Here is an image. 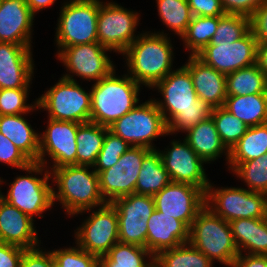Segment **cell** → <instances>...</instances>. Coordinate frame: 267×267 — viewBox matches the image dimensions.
<instances>
[{"label": "cell", "mask_w": 267, "mask_h": 267, "mask_svg": "<svg viewBox=\"0 0 267 267\" xmlns=\"http://www.w3.org/2000/svg\"><path fill=\"white\" fill-rule=\"evenodd\" d=\"M169 39L164 32L141 33L122 53L127 58L129 76L139 85L153 88L173 71V47Z\"/></svg>", "instance_id": "1"}, {"label": "cell", "mask_w": 267, "mask_h": 267, "mask_svg": "<svg viewBox=\"0 0 267 267\" xmlns=\"http://www.w3.org/2000/svg\"><path fill=\"white\" fill-rule=\"evenodd\" d=\"M89 167L92 166L66 165L50 170L58 190L53 187V204L60 201L68 215L91 212L107 204L100 192L98 173L89 172Z\"/></svg>", "instance_id": "2"}, {"label": "cell", "mask_w": 267, "mask_h": 267, "mask_svg": "<svg viewBox=\"0 0 267 267\" xmlns=\"http://www.w3.org/2000/svg\"><path fill=\"white\" fill-rule=\"evenodd\" d=\"M115 69L91 87L90 121L109 127L139 103L140 85L128 74L115 76Z\"/></svg>", "instance_id": "3"}, {"label": "cell", "mask_w": 267, "mask_h": 267, "mask_svg": "<svg viewBox=\"0 0 267 267\" xmlns=\"http://www.w3.org/2000/svg\"><path fill=\"white\" fill-rule=\"evenodd\" d=\"M188 243L204 253L212 262L217 260L233 267L239 255L228 221L204 207L189 228Z\"/></svg>", "instance_id": "4"}, {"label": "cell", "mask_w": 267, "mask_h": 267, "mask_svg": "<svg viewBox=\"0 0 267 267\" xmlns=\"http://www.w3.org/2000/svg\"><path fill=\"white\" fill-rule=\"evenodd\" d=\"M100 0H70L61 7L56 32L58 53L64 48L98 42Z\"/></svg>", "instance_id": "5"}, {"label": "cell", "mask_w": 267, "mask_h": 267, "mask_svg": "<svg viewBox=\"0 0 267 267\" xmlns=\"http://www.w3.org/2000/svg\"><path fill=\"white\" fill-rule=\"evenodd\" d=\"M108 128L130 146L147 149H156L152 141L158 136L168 135L167 123L155 99L136 105Z\"/></svg>", "instance_id": "6"}, {"label": "cell", "mask_w": 267, "mask_h": 267, "mask_svg": "<svg viewBox=\"0 0 267 267\" xmlns=\"http://www.w3.org/2000/svg\"><path fill=\"white\" fill-rule=\"evenodd\" d=\"M36 101L38 108L48 111L49 119L90 122L91 91L87 93L77 81L62 77Z\"/></svg>", "instance_id": "7"}, {"label": "cell", "mask_w": 267, "mask_h": 267, "mask_svg": "<svg viewBox=\"0 0 267 267\" xmlns=\"http://www.w3.org/2000/svg\"><path fill=\"white\" fill-rule=\"evenodd\" d=\"M209 184L206 191V207L215 215L230 222L236 219L265 218L267 195L244 188H219Z\"/></svg>", "instance_id": "8"}, {"label": "cell", "mask_w": 267, "mask_h": 267, "mask_svg": "<svg viewBox=\"0 0 267 267\" xmlns=\"http://www.w3.org/2000/svg\"><path fill=\"white\" fill-rule=\"evenodd\" d=\"M138 22V13L113 2H101L97 18L98 43L122 54L138 38L134 35Z\"/></svg>", "instance_id": "9"}, {"label": "cell", "mask_w": 267, "mask_h": 267, "mask_svg": "<svg viewBox=\"0 0 267 267\" xmlns=\"http://www.w3.org/2000/svg\"><path fill=\"white\" fill-rule=\"evenodd\" d=\"M76 244L100 258L119 242L118 218L111 203L92 211L82 226L75 232Z\"/></svg>", "instance_id": "10"}, {"label": "cell", "mask_w": 267, "mask_h": 267, "mask_svg": "<svg viewBox=\"0 0 267 267\" xmlns=\"http://www.w3.org/2000/svg\"><path fill=\"white\" fill-rule=\"evenodd\" d=\"M107 51L111 50L98 42L64 47L57 57L73 76L65 74L62 77L75 81V74L82 79L96 82L107 77L115 69Z\"/></svg>", "instance_id": "11"}, {"label": "cell", "mask_w": 267, "mask_h": 267, "mask_svg": "<svg viewBox=\"0 0 267 267\" xmlns=\"http://www.w3.org/2000/svg\"><path fill=\"white\" fill-rule=\"evenodd\" d=\"M150 150L131 146L115 165L98 174L100 192L107 203L135 193L142 160Z\"/></svg>", "instance_id": "12"}, {"label": "cell", "mask_w": 267, "mask_h": 267, "mask_svg": "<svg viewBox=\"0 0 267 267\" xmlns=\"http://www.w3.org/2000/svg\"><path fill=\"white\" fill-rule=\"evenodd\" d=\"M153 199L157 211L182 221L188 228L206 206V193L188 183L171 181Z\"/></svg>", "instance_id": "13"}, {"label": "cell", "mask_w": 267, "mask_h": 267, "mask_svg": "<svg viewBox=\"0 0 267 267\" xmlns=\"http://www.w3.org/2000/svg\"><path fill=\"white\" fill-rule=\"evenodd\" d=\"M153 88H158L164 98L163 101L155 100V103L166 123L182 109L210 107L203 99L198 98L191 74L185 66L170 72Z\"/></svg>", "instance_id": "14"}, {"label": "cell", "mask_w": 267, "mask_h": 267, "mask_svg": "<svg viewBox=\"0 0 267 267\" xmlns=\"http://www.w3.org/2000/svg\"><path fill=\"white\" fill-rule=\"evenodd\" d=\"M257 43L250 30L232 44L207 45L195 56L204 64L227 75L256 63Z\"/></svg>", "instance_id": "15"}, {"label": "cell", "mask_w": 267, "mask_h": 267, "mask_svg": "<svg viewBox=\"0 0 267 267\" xmlns=\"http://www.w3.org/2000/svg\"><path fill=\"white\" fill-rule=\"evenodd\" d=\"M50 172L46 170L43 178L33 175L16 177L10 183L7 195L1 197L31 219L34 215L42 217L40 214L53 205V187L48 184Z\"/></svg>", "instance_id": "16"}, {"label": "cell", "mask_w": 267, "mask_h": 267, "mask_svg": "<svg viewBox=\"0 0 267 267\" xmlns=\"http://www.w3.org/2000/svg\"><path fill=\"white\" fill-rule=\"evenodd\" d=\"M80 124L49 119L45 132L39 134L38 163L45 166L47 160L44 157L49 155L48 157L54 161L50 169L76 165V133Z\"/></svg>", "instance_id": "17"}, {"label": "cell", "mask_w": 267, "mask_h": 267, "mask_svg": "<svg viewBox=\"0 0 267 267\" xmlns=\"http://www.w3.org/2000/svg\"><path fill=\"white\" fill-rule=\"evenodd\" d=\"M171 147L167 151H159L171 181L192 184L206 193L210 184L203 168V164L206 162L185 140L182 143L172 141Z\"/></svg>", "instance_id": "18"}, {"label": "cell", "mask_w": 267, "mask_h": 267, "mask_svg": "<svg viewBox=\"0 0 267 267\" xmlns=\"http://www.w3.org/2000/svg\"><path fill=\"white\" fill-rule=\"evenodd\" d=\"M31 46L0 42V89L30 87L34 70Z\"/></svg>", "instance_id": "19"}, {"label": "cell", "mask_w": 267, "mask_h": 267, "mask_svg": "<svg viewBox=\"0 0 267 267\" xmlns=\"http://www.w3.org/2000/svg\"><path fill=\"white\" fill-rule=\"evenodd\" d=\"M33 20L26 0H1L0 42L31 45Z\"/></svg>", "instance_id": "20"}, {"label": "cell", "mask_w": 267, "mask_h": 267, "mask_svg": "<svg viewBox=\"0 0 267 267\" xmlns=\"http://www.w3.org/2000/svg\"><path fill=\"white\" fill-rule=\"evenodd\" d=\"M33 221L28 215L0 198V242L23 249L38 247L40 243Z\"/></svg>", "instance_id": "21"}, {"label": "cell", "mask_w": 267, "mask_h": 267, "mask_svg": "<svg viewBox=\"0 0 267 267\" xmlns=\"http://www.w3.org/2000/svg\"><path fill=\"white\" fill-rule=\"evenodd\" d=\"M146 249L154 256L189 241V228L180 220L155 211L147 222Z\"/></svg>", "instance_id": "22"}, {"label": "cell", "mask_w": 267, "mask_h": 267, "mask_svg": "<svg viewBox=\"0 0 267 267\" xmlns=\"http://www.w3.org/2000/svg\"><path fill=\"white\" fill-rule=\"evenodd\" d=\"M184 66L191 74L198 98L203 99L211 108L223 107L227 97L226 74L218 72L191 55Z\"/></svg>", "instance_id": "23"}, {"label": "cell", "mask_w": 267, "mask_h": 267, "mask_svg": "<svg viewBox=\"0 0 267 267\" xmlns=\"http://www.w3.org/2000/svg\"><path fill=\"white\" fill-rule=\"evenodd\" d=\"M229 224L239 254L249 250L247 254L267 255L266 218L236 219Z\"/></svg>", "instance_id": "24"}, {"label": "cell", "mask_w": 267, "mask_h": 267, "mask_svg": "<svg viewBox=\"0 0 267 267\" xmlns=\"http://www.w3.org/2000/svg\"><path fill=\"white\" fill-rule=\"evenodd\" d=\"M185 141L206 163L216 160L223 152L229 159V150L223 144L212 117H207L187 131Z\"/></svg>", "instance_id": "25"}, {"label": "cell", "mask_w": 267, "mask_h": 267, "mask_svg": "<svg viewBox=\"0 0 267 267\" xmlns=\"http://www.w3.org/2000/svg\"><path fill=\"white\" fill-rule=\"evenodd\" d=\"M18 115H0V132L33 163L38 162L39 134L32 129L30 123Z\"/></svg>", "instance_id": "26"}, {"label": "cell", "mask_w": 267, "mask_h": 267, "mask_svg": "<svg viewBox=\"0 0 267 267\" xmlns=\"http://www.w3.org/2000/svg\"><path fill=\"white\" fill-rule=\"evenodd\" d=\"M223 108L248 127L267 123V93L227 96Z\"/></svg>", "instance_id": "27"}, {"label": "cell", "mask_w": 267, "mask_h": 267, "mask_svg": "<svg viewBox=\"0 0 267 267\" xmlns=\"http://www.w3.org/2000/svg\"><path fill=\"white\" fill-rule=\"evenodd\" d=\"M171 182L160 152L151 149L143 158L135 193L154 196Z\"/></svg>", "instance_id": "28"}, {"label": "cell", "mask_w": 267, "mask_h": 267, "mask_svg": "<svg viewBox=\"0 0 267 267\" xmlns=\"http://www.w3.org/2000/svg\"><path fill=\"white\" fill-rule=\"evenodd\" d=\"M267 153V123L248 127L245 134L229 151L232 171L242 162L257 159Z\"/></svg>", "instance_id": "29"}, {"label": "cell", "mask_w": 267, "mask_h": 267, "mask_svg": "<svg viewBox=\"0 0 267 267\" xmlns=\"http://www.w3.org/2000/svg\"><path fill=\"white\" fill-rule=\"evenodd\" d=\"M108 127L94 122L81 123L76 133V165L92 166L103 147Z\"/></svg>", "instance_id": "30"}, {"label": "cell", "mask_w": 267, "mask_h": 267, "mask_svg": "<svg viewBox=\"0 0 267 267\" xmlns=\"http://www.w3.org/2000/svg\"><path fill=\"white\" fill-rule=\"evenodd\" d=\"M267 93V75L255 63L226 75L227 96Z\"/></svg>", "instance_id": "31"}, {"label": "cell", "mask_w": 267, "mask_h": 267, "mask_svg": "<svg viewBox=\"0 0 267 267\" xmlns=\"http://www.w3.org/2000/svg\"><path fill=\"white\" fill-rule=\"evenodd\" d=\"M146 257L150 262H146ZM154 255L145 247L117 242L99 258V267H154Z\"/></svg>", "instance_id": "32"}, {"label": "cell", "mask_w": 267, "mask_h": 267, "mask_svg": "<svg viewBox=\"0 0 267 267\" xmlns=\"http://www.w3.org/2000/svg\"><path fill=\"white\" fill-rule=\"evenodd\" d=\"M154 267H212L213 262L189 243L159 252Z\"/></svg>", "instance_id": "33"}, {"label": "cell", "mask_w": 267, "mask_h": 267, "mask_svg": "<svg viewBox=\"0 0 267 267\" xmlns=\"http://www.w3.org/2000/svg\"><path fill=\"white\" fill-rule=\"evenodd\" d=\"M218 23V16H193L186 31L181 36L186 49L191 50V56H195L205 46L209 45L212 37L215 35Z\"/></svg>", "instance_id": "34"}, {"label": "cell", "mask_w": 267, "mask_h": 267, "mask_svg": "<svg viewBox=\"0 0 267 267\" xmlns=\"http://www.w3.org/2000/svg\"><path fill=\"white\" fill-rule=\"evenodd\" d=\"M163 24L181 36L193 18L187 0H156Z\"/></svg>", "instance_id": "35"}, {"label": "cell", "mask_w": 267, "mask_h": 267, "mask_svg": "<svg viewBox=\"0 0 267 267\" xmlns=\"http://www.w3.org/2000/svg\"><path fill=\"white\" fill-rule=\"evenodd\" d=\"M211 117L223 144L230 151L245 134L248 126L223 107L213 108Z\"/></svg>", "instance_id": "36"}, {"label": "cell", "mask_w": 267, "mask_h": 267, "mask_svg": "<svg viewBox=\"0 0 267 267\" xmlns=\"http://www.w3.org/2000/svg\"><path fill=\"white\" fill-rule=\"evenodd\" d=\"M250 31V18L238 14L219 16V23L209 45H220L241 39Z\"/></svg>", "instance_id": "37"}, {"label": "cell", "mask_w": 267, "mask_h": 267, "mask_svg": "<svg viewBox=\"0 0 267 267\" xmlns=\"http://www.w3.org/2000/svg\"><path fill=\"white\" fill-rule=\"evenodd\" d=\"M233 172L246 182L249 191L267 195V153L240 163Z\"/></svg>", "instance_id": "38"}, {"label": "cell", "mask_w": 267, "mask_h": 267, "mask_svg": "<svg viewBox=\"0 0 267 267\" xmlns=\"http://www.w3.org/2000/svg\"><path fill=\"white\" fill-rule=\"evenodd\" d=\"M111 204L115 207L117 216H137L150 218L155 211L153 196L130 194L116 198Z\"/></svg>", "instance_id": "39"}, {"label": "cell", "mask_w": 267, "mask_h": 267, "mask_svg": "<svg viewBox=\"0 0 267 267\" xmlns=\"http://www.w3.org/2000/svg\"><path fill=\"white\" fill-rule=\"evenodd\" d=\"M130 147L131 146L126 141L108 129L106 131L103 147L93 165V167H95L94 170L99 174L101 171L112 167Z\"/></svg>", "instance_id": "40"}, {"label": "cell", "mask_w": 267, "mask_h": 267, "mask_svg": "<svg viewBox=\"0 0 267 267\" xmlns=\"http://www.w3.org/2000/svg\"><path fill=\"white\" fill-rule=\"evenodd\" d=\"M119 242L146 248L147 217L117 216Z\"/></svg>", "instance_id": "41"}, {"label": "cell", "mask_w": 267, "mask_h": 267, "mask_svg": "<svg viewBox=\"0 0 267 267\" xmlns=\"http://www.w3.org/2000/svg\"><path fill=\"white\" fill-rule=\"evenodd\" d=\"M0 162L6 163L12 167L25 170L32 174V172L42 174L45 168L43 164L38 162H31L4 134L0 132Z\"/></svg>", "instance_id": "42"}, {"label": "cell", "mask_w": 267, "mask_h": 267, "mask_svg": "<svg viewBox=\"0 0 267 267\" xmlns=\"http://www.w3.org/2000/svg\"><path fill=\"white\" fill-rule=\"evenodd\" d=\"M29 88L0 89V115L26 114L38 108L37 101L27 104Z\"/></svg>", "instance_id": "43"}, {"label": "cell", "mask_w": 267, "mask_h": 267, "mask_svg": "<svg viewBox=\"0 0 267 267\" xmlns=\"http://www.w3.org/2000/svg\"><path fill=\"white\" fill-rule=\"evenodd\" d=\"M56 267H99V258L80 248H64L51 251Z\"/></svg>", "instance_id": "44"}, {"label": "cell", "mask_w": 267, "mask_h": 267, "mask_svg": "<svg viewBox=\"0 0 267 267\" xmlns=\"http://www.w3.org/2000/svg\"><path fill=\"white\" fill-rule=\"evenodd\" d=\"M212 109L211 107H199L180 110V112L167 123L168 134H175V132H179L180 130L187 132L202 120L210 117Z\"/></svg>", "instance_id": "45"}, {"label": "cell", "mask_w": 267, "mask_h": 267, "mask_svg": "<svg viewBox=\"0 0 267 267\" xmlns=\"http://www.w3.org/2000/svg\"><path fill=\"white\" fill-rule=\"evenodd\" d=\"M267 0H221L225 14H238L251 17Z\"/></svg>", "instance_id": "46"}, {"label": "cell", "mask_w": 267, "mask_h": 267, "mask_svg": "<svg viewBox=\"0 0 267 267\" xmlns=\"http://www.w3.org/2000/svg\"><path fill=\"white\" fill-rule=\"evenodd\" d=\"M39 249H25L20 267H56L51 251L42 252Z\"/></svg>", "instance_id": "47"}, {"label": "cell", "mask_w": 267, "mask_h": 267, "mask_svg": "<svg viewBox=\"0 0 267 267\" xmlns=\"http://www.w3.org/2000/svg\"><path fill=\"white\" fill-rule=\"evenodd\" d=\"M193 16H222L221 0H187Z\"/></svg>", "instance_id": "48"}, {"label": "cell", "mask_w": 267, "mask_h": 267, "mask_svg": "<svg viewBox=\"0 0 267 267\" xmlns=\"http://www.w3.org/2000/svg\"><path fill=\"white\" fill-rule=\"evenodd\" d=\"M250 30L257 42H267V3L258 8L250 17Z\"/></svg>", "instance_id": "49"}, {"label": "cell", "mask_w": 267, "mask_h": 267, "mask_svg": "<svg viewBox=\"0 0 267 267\" xmlns=\"http://www.w3.org/2000/svg\"><path fill=\"white\" fill-rule=\"evenodd\" d=\"M23 248L0 242V267H20Z\"/></svg>", "instance_id": "50"}, {"label": "cell", "mask_w": 267, "mask_h": 267, "mask_svg": "<svg viewBox=\"0 0 267 267\" xmlns=\"http://www.w3.org/2000/svg\"><path fill=\"white\" fill-rule=\"evenodd\" d=\"M233 267H267V255L239 254Z\"/></svg>", "instance_id": "51"}, {"label": "cell", "mask_w": 267, "mask_h": 267, "mask_svg": "<svg viewBox=\"0 0 267 267\" xmlns=\"http://www.w3.org/2000/svg\"><path fill=\"white\" fill-rule=\"evenodd\" d=\"M256 64L267 75V42L257 43Z\"/></svg>", "instance_id": "52"}, {"label": "cell", "mask_w": 267, "mask_h": 267, "mask_svg": "<svg viewBox=\"0 0 267 267\" xmlns=\"http://www.w3.org/2000/svg\"><path fill=\"white\" fill-rule=\"evenodd\" d=\"M56 0H26L27 5L29 6L31 12L35 13L41 9L53 5Z\"/></svg>", "instance_id": "53"}, {"label": "cell", "mask_w": 267, "mask_h": 267, "mask_svg": "<svg viewBox=\"0 0 267 267\" xmlns=\"http://www.w3.org/2000/svg\"><path fill=\"white\" fill-rule=\"evenodd\" d=\"M1 183H3V181H1V179H0V185H1ZM1 196H2V193L0 191V198H1Z\"/></svg>", "instance_id": "54"}]
</instances>
